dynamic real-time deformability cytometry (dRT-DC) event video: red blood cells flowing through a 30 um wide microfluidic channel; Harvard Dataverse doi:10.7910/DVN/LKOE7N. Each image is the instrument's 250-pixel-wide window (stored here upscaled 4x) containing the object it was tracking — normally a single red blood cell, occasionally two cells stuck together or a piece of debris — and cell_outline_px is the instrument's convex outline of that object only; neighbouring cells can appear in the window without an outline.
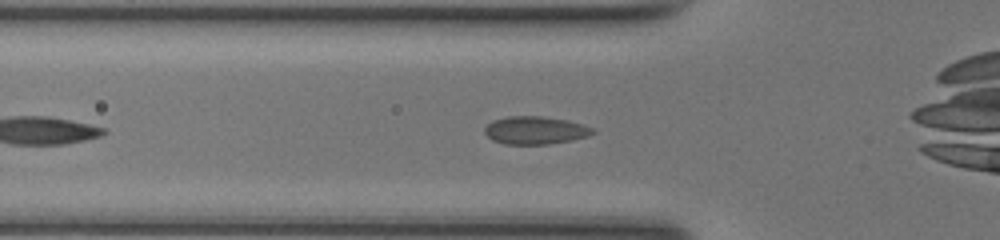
{"species": "common noctule bat (a hibernating species)", "species_latin": "Nyctalus noctula", "temperature_condition": "room temperature", "stored_images_in_passage": 41, "camera_frame_rate_fps": 3000, "um_per_image_px": 0.085, "animal": {"sex": "female", "body_mass_g": 17.0, "forearm_length_mm": 48.0}, "frame": {"image": 1, "passage_image": 8, "time_ms": 2.333, "image_size_px": [1000, 240], "cell_outline_px": [[596, 132], [588, 136], [572, 140], [548, 144], [504, 144], [492, 140], [484, 132], [484, 128], [492, 120], [508, 116], [544, 116], [568, 120], [584, 124], [592, 128]], "centroid_in_image_um": [45.5, 11.07], "position_along_channel_um": 80.3, "area_um2": 17.69}}
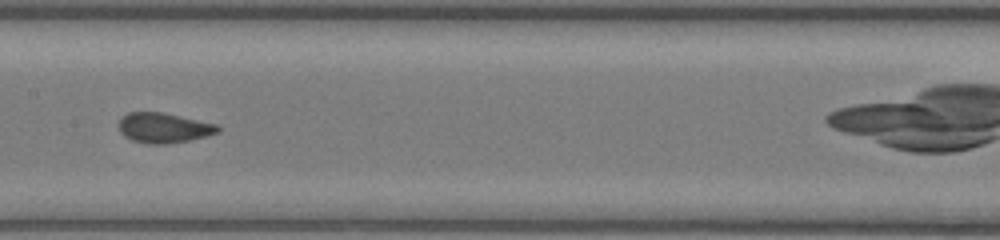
{"frame": {"image": 2, "passage_image": 16, "time_ms": 5.0, "image_size_px": [1000, 240], "cell_outline_px": [[220, 132], [188, 140], [168, 144], [148, 144], [132, 140], [124, 136], [120, 132], [120, 120], [128, 112], [164, 112], [216, 124], [220, 128]], "centroid_in_image_um": [13.92, 10.86], "position_along_channel_um": 193.5, "area_um2": 17.22}}
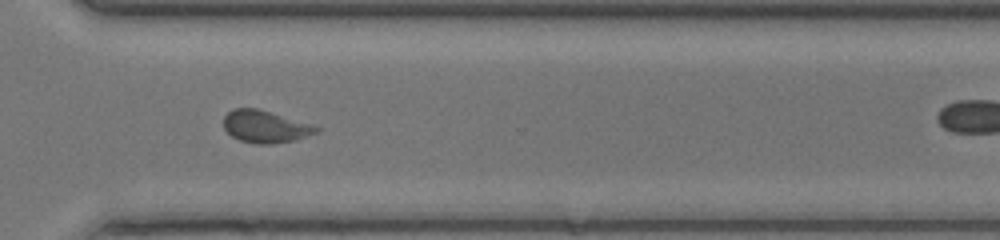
{"frame": {"image": 3, "passage_image": 27, "time_ms": 8.667, "image_size_px": [1000, 240], "cell_outline_px": [[320, 132], [296, 140], [272, 144], [256, 144], [240, 140], [232, 136], [224, 128], [224, 116], [232, 108], [256, 108], [308, 124], [320, 128]], "centroid_in_image_um": [22.53, 10.78], "position_along_channel_um": 348.1, "area_um2": 17.17}, "authors_computed_cell_mechanics": {"area_um2": 17.4556, "velocity_mm_per_s": 4.2294, "shape_relaxation_time_tau1_ms": 8.5584, "shape_relaxation_time_tau2_ms": 0.5231, "deformation_change_tau1": 0.1542, "deformation_change_tau2": 0.0342}}